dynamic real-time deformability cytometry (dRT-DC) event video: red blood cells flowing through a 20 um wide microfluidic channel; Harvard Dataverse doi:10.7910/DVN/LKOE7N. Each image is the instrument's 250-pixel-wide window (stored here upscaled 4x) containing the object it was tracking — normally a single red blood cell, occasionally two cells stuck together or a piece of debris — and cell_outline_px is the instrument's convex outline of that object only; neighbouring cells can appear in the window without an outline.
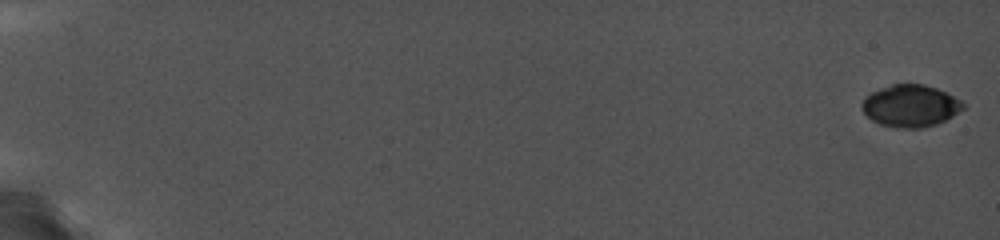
{"species": "common noctule bat (a hibernating species)", "species_latin": "Nyctalus noctula", "temperature_condition": "cold", "stored_images_in_passage": 12, "camera_frame_rate_fps": 5000, "um_per_image_px": 0.085, "animal": {"sex": "female", "body_mass_g": 19.0, "forearm_length_mm": 56.7}, "frame": {"image": 1, "passage_image": 1, "time_ms": 0.0, "image_size_px": [1000, 240], "cell_outline_px": [[964, 108], [952, 116], [936, 124], [920, 128], [896, 128], [880, 124], [872, 120], [860, 108], [860, 104], [864, 96], [880, 88], [892, 84], [924, 84], [936, 88], [960, 100], [964, 104]], "centroid_in_image_um": [77.34, 9.0], "position_along_channel_um": 7.7, "area_um2": 24.74}}
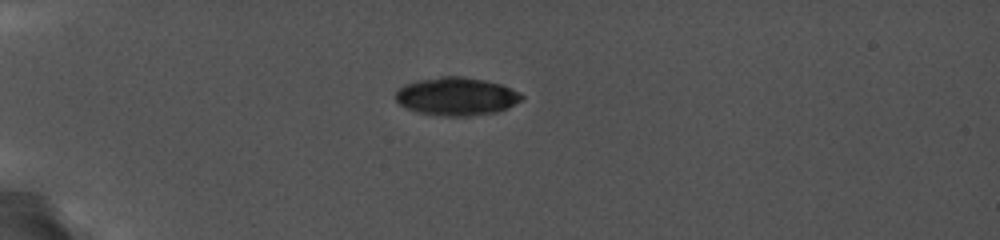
{"frame": {"image": 2, "passage_image": 10, "time_ms": 5.6, "image_size_px": [1000, 240], "cell_outline_px": [[524, 100], [508, 108], [496, 112], [468, 116], [444, 116], [420, 112], [404, 108], [396, 100], [396, 92], [404, 84], [416, 80], [440, 76], [464, 76], [484, 80], [500, 84], [520, 92], [524, 96]], "centroid_in_image_um": [38.82, 8.19], "position_along_channel_um": 46.2, "area_um2": 28.15}}